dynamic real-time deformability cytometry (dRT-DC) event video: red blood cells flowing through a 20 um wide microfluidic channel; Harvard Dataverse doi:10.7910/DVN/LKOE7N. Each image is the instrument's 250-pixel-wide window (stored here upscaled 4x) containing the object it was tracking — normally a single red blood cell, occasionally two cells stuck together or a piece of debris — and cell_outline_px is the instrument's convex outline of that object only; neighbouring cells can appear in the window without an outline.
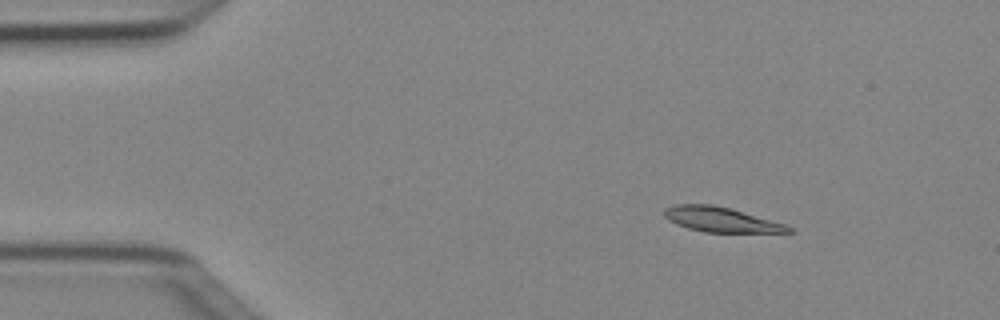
{"species": "Egyptian fruit bat (a non-hibernating species)", "species_latin": "Rousettus aegyptiacus", "temperature_condition": "cold", "stored_images_in_passage": 4, "camera_frame_rate_fps": 3000, "um_per_image_px": 0.085, "animal": {"sex": "female"}, "frame": {"image": 1, "passage_image": 2, "time_ms": 0.333, "image_size_px": [1000, 320], "cell_outline_px": [[796, 232], [704, 232], [688, 228], [676, 224], [668, 220], [664, 216], [664, 208], [676, 204], [712, 204], [728, 208], [784, 224], [792, 228]], "centroid_in_image_um": [61.22, 18.66], "position_along_channel_um": 23.8, "area_um2": 17.69}}
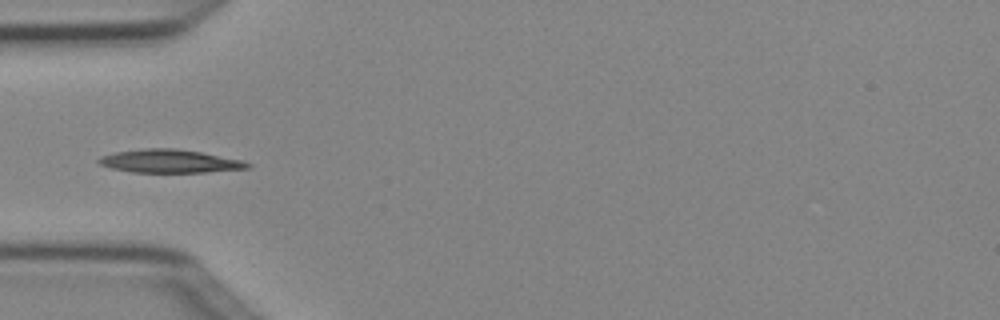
{"frame": {"image": 2, "passage_image": 4, "time_ms": 1.0, "image_size_px": [1000, 320], "cell_outline_px": [[252, 168], [204, 172], [132, 172], [112, 168], [100, 164], [96, 160], [100, 156], [116, 152], [144, 148], [176, 148], [200, 152], [244, 160], [252, 164]], "centroid_in_image_um": [14.46, 13.7], "position_along_channel_um": 70.5, "area_um2": 20.17}}